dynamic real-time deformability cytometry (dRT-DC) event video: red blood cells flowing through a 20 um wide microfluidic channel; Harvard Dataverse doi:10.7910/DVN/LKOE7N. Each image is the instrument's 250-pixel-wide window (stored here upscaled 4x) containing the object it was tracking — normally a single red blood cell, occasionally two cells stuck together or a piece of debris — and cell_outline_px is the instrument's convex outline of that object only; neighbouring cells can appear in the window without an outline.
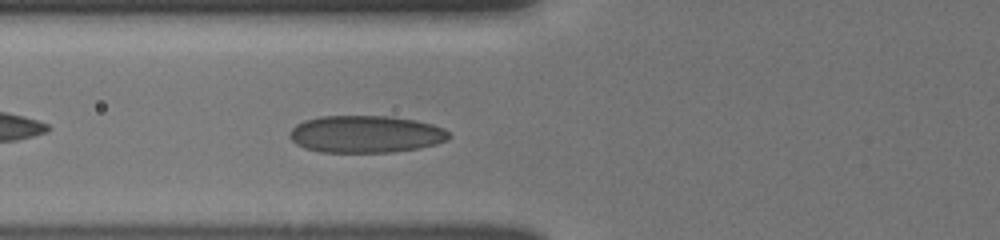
{"species": "human", "species_latin": "Homo sapiens", "temperature_condition": "cold", "stored_images_in_passage": 37, "camera_frame_rate_fps": 3000, "um_per_image_px": 0.085, "donor": {"sex": "male"}, "frame": {"image": 1, "passage_image": 5, "time_ms": 1.333, "image_size_px": [1000, 240], "cell_outline_px": [[452, 136], [448, 140], [436, 144], [420, 148], [392, 152], [320, 152], [304, 148], [296, 144], [288, 136], [288, 132], [296, 124], [304, 120], [320, 116], [392, 116], [416, 120], [432, 124], [444, 128]], "centroid_in_image_um": [31.09, 11.4], "position_along_channel_um": 94.7, "area_um2": 34.91}}
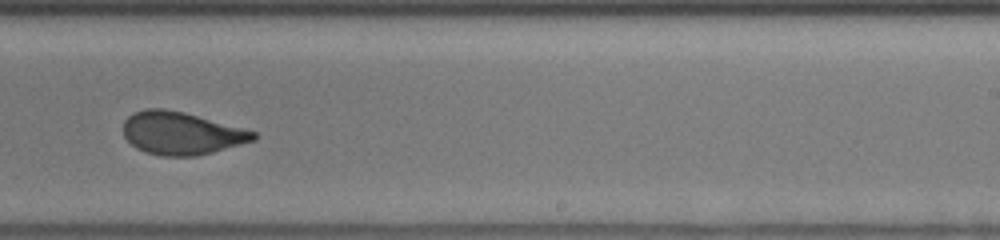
{"frame": {"image": 2, "passage_image": 19, "time_ms": 6.0, "image_size_px": [1000, 240], "cell_outline_px": [[260, 136], [256, 140], [212, 152], [196, 156], [160, 156], [144, 152], [136, 148], [124, 136], [124, 120], [132, 112], [144, 108], [164, 108], [184, 112], [256, 132]], "centroid_in_image_um": [15.4, 11.32], "position_along_channel_um": 273.6, "area_um2": 32.48}}
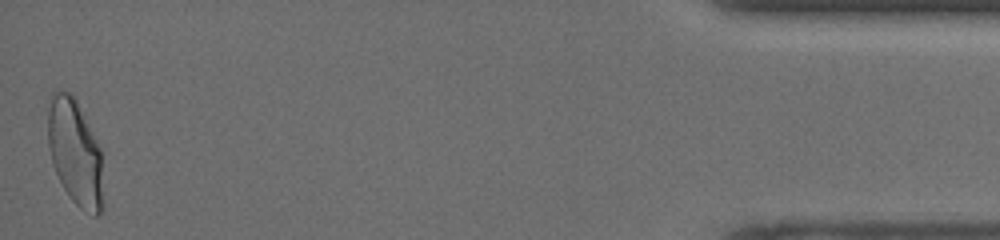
{"frame": {"image": 3, "passage_image": 37, "time_ms": 12.0, "image_size_px": [1000, 240], "cell_outline_px": [[104, 208], [96, 216], [92, 216], [80, 208], [72, 200], [64, 188], [52, 164], [48, 144], [48, 108], [52, 92], [68, 92], [76, 96], [100, 148]], "centroid_in_image_um": [6.4, 12.97], "position_along_channel_um": 428.8, "area_um2": 34.33}, "authors_computed_cell_mechanics": {"area_um2": 32.946, "velocity_mm_per_s": 3.8381, "shape_relaxation_time_tau1_ms": 5.8021, "shape_relaxation_time_tau2_ms": 1.1156, "deformation_change_tau1": 0.162, "deformation_change_tau2": 0.0741}}